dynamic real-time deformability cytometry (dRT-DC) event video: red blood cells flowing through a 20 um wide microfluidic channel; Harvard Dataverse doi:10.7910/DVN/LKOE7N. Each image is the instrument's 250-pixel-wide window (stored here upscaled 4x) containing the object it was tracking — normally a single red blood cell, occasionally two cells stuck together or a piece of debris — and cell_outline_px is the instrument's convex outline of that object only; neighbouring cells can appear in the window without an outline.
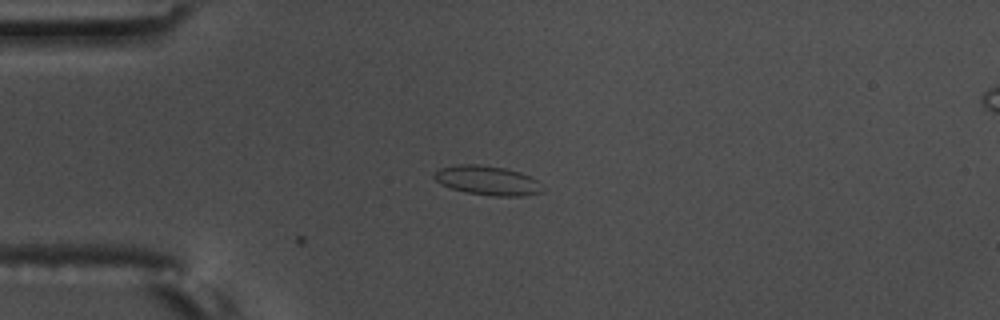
{"species": "common noctule bat (a hibernating species)", "species_latin": "Nyctalus noctula", "temperature_condition": "warm", "stored_images_in_passage": 7, "camera_frame_rate_fps": 3000, "um_per_image_px": 0.085, "animal": {"sex": "male", "body_mass_g": 17.5, "forearm_length_mm": 52.3}, "frame": {"image": 1, "passage_image": 7, "time_ms": 2.0, "image_size_px": [1000, 320], "cell_outline_px": [[544, 192], [524, 196], [492, 196], [468, 192], [452, 188], [440, 184], [432, 176], [440, 168], [456, 164], [480, 164], [504, 168], [520, 172], [532, 176], [544, 188]], "centroid_in_image_um": [41.47, 15.34], "position_along_channel_um": 43.5, "area_um2": 18.61}}